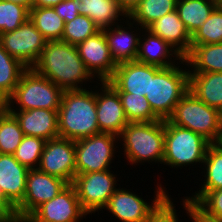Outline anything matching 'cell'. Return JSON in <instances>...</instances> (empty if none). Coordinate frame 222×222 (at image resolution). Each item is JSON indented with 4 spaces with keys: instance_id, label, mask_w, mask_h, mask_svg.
Listing matches in <instances>:
<instances>
[{
    "instance_id": "obj_13",
    "label": "cell",
    "mask_w": 222,
    "mask_h": 222,
    "mask_svg": "<svg viewBox=\"0 0 222 222\" xmlns=\"http://www.w3.org/2000/svg\"><path fill=\"white\" fill-rule=\"evenodd\" d=\"M38 169L72 184L76 175L75 141L62 137L46 141Z\"/></svg>"
},
{
    "instance_id": "obj_48",
    "label": "cell",
    "mask_w": 222,
    "mask_h": 222,
    "mask_svg": "<svg viewBox=\"0 0 222 222\" xmlns=\"http://www.w3.org/2000/svg\"><path fill=\"white\" fill-rule=\"evenodd\" d=\"M5 110H0V116H1V114L4 112Z\"/></svg>"
},
{
    "instance_id": "obj_22",
    "label": "cell",
    "mask_w": 222,
    "mask_h": 222,
    "mask_svg": "<svg viewBox=\"0 0 222 222\" xmlns=\"http://www.w3.org/2000/svg\"><path fill=\"white\" fill-rule=\"evenodd\" d=\"M147 29L171 45L181 57L185 58L190 53L192 36L176 10L164 15Z\"/></svg>"
},
{
    "instance_id": "obj_39",
    "label": "cell",
    "mask_w": 222,
    "mask_h": 222,
    "mask_svg": "<svg viewBox=\"0 0 222 222\" xmlns=\"http://www.w3.org/2000/svg\"><path fill=\"white\" fill-rule=\"evenodd\" d=\"M198 204L209 214L222 218V189L208 192Z\"/></svg>"
},
{
    "instance_id": "obj_42",
    "label": "cell",
    "mask_w": 222,
    "mask_h": 222,
    "mask_svg": "<svg viewBox=\"0 0 222 222\" xmlns=\"http://www.w3.org/2000/svg\"><path fill=\"white\" fill-rule=\"evenodd\" d=\"M119 6L129 15L141 0H115Z\"/></svg>"
},
{
    "instance_id": "obj_3",
    "label": "cell",
    "mask_w": 222,
    "mask_h": 222,
    "mask_svg": "<svg viewBox=\"0 0 222 222\" xmlns=\"http://www.w3.org/2000/svg\"><path fill=\"white\" fill-rule=\"evenodd\" d=\"M128 164H162L164 158V120L128 123L119 135ZM137 163V164H136Z\"/></svg>"
},
{
    "instance_id": "obj_10",
    "label": "cell",
    "mask_w": 222,
    "mask_h": 222,
    "mask_svg": "<svg viewBox=\"0 0 222 222\" xmlns=\"http://www.w3.org/2000/svg\"><path fill=\"white\" fill-rule=\"evenodd\" d=\"M68 185L66 181L38 168L30 169L27 174L24 199L15 208L19 222H24L40 205L53 199Z\"/></svg>"
},
{
    "instance_id": "obj_15",
    "label": "cell",
    "mask_w": 222,
    "mask_h": 222,
    "mask_svg": "<svg viewBox=\"0 0 222 222\" xmlns=\"http://www.w3.org/2000/svg\"><path fill=\"white\" fill-rule=\"evenodd\" d=\"M79 56L86 69L100 82L108 81L114 74L117 64L113 60L105 33L100 30L77 46Z\"/></svg>"
},
{
    "instance_id": "obj_38",
    "label": "cell",
    "mask_w": 222,
    "mask_h": 222,
    "mask_svg": "<svg viewBox=\"0 0 222 222\" xmlns=\"http://www.w3.org/2000/svg\"><path fill=\"white\" fill-rule=\"evenodd\" d=\"M181 200H183L181 205L189 215V219L193 220L192 222H222L221 218L209 214L197 202L191 201L185 196Z\"/></svg>"
},
{
    "instance_id": "obj_14",
    "label": "cell",
    "mask_w": 222,
    "mask_h": 222,
    "mask_svg": "<svg viewBox=\"0 0 222 222\" xmlns=\"http://www.w3.org/2000/svg\"><path fill=\"white\" fill-rule=\"evenodd\" d=\"M86 215L75 187L69 184L53 199L40 205L24 222H80Z\"/></svg>"
},
{
    "instance_id": "obj_27",
    "label": "cell",
    "mask_w": 222,
    "mask_h": 222,
    "mask_svg": "<svg viewBox=\"0 0 222 222\" xmlns=\"http://www.w3.org/2000/svg\"><path fill=\"white\" fill-rule=\"evenodd\" d=\"M218 5L216 0H177L176 11L192 36Z\"/></svg>"
},
{
    "instance_id": "obj_34",
    "label": "cell",
    "mask_w": 222,
    "mask_h": 222,
    "mask_svg": "<svg viewBox=\"0 0 222 222\" xmlns=\"http://www.w3.org/2000/svg\"><path fill=\"white\" fill-rule=\"evenodd\" d=\"M100 29L88 16L79 14L70 22H65L61 41L77 46L87 38L95 35Z\"/></svg>"
},
{
    "instance_id": "obj_17",
    "label": "cell",
    "mask_w": 222,
    "mask_h": 222,
    "mask_svg": "<svg viewBox=\"0 0 222 222\" xmlns=\"http://www.w3.org/2000/svg\"><path fill=\"white\" fill-rule=\"evenodd\" d=\"M29 170L13 154H0V196L14 208L24 199Z\"/></svg>"
},
{
    "instance_id": "obj_11",
    "label": "cell",
    "mask_w": 222,
    "mask_h": 222,
    "mask_svg": "<svg viewBox=\"0 0 222 222\" xmlns=\"http://www.w3.org/2000/svg\"><path fill=\"white\" fill-rule=\"evenodd\" d=\"M157 190L152 203L144 201L142 196L131 192V189H123L120 187L110 197L107 204L103 208L111 212L112 216L122 222H146L150 213L159 205V203L168 195L166 187L162 188L161 184H157Z\"/></svg>"
},
{
    "instance_id": "obj_16",
    "label": "cell",
    "mask_w": 222,
    "mask_h": 222,
    "mask_svg": "<svg viewBox=\"0 0 222 222\" xmlns=\"http://www.w3.org/2000/svg\"><path fill=\"white\" fill-rule=\"evenodd\" d=\"M97 84H100L101 88L100 93L96 90V114L99 131L119 136L129 123L119 94L107 81L97 82Z\"/></svg>"
},
{
    "instance_id": "obj_24",
    "label": "cell",
    "mask_w": 222,
    "mask_h": 222,
    "mask_svg": "<svg viewBox=\"0 0 222 222\" xmlns=\"http://www.w3.org/2000/svg\"><path fill=\"white\" fill-rule=\"evenodd\" d=\"M79 13L93 20L100 30L113 27L118 21L123 23L121 19L124 21L128 17L115 0H81Z\"/></svg>"
},
{
    "instance_id": "obj_26",
    "label": "cell",
    "mask_w": 222,
    "mask_h": 222,
    "mask_svg": "<svg viewBox=\"0 0 222 222\" xmlns=\"http://www.w3.org/2000/svg\"><path fill=\"white\" fill-rule=\"evenodd\" d=\"M204 182L201 189L193 196H186L191 201L199 202L208 192L222 189V148L216 144H210L203 162ZM205 166V167H204ZM206 170H205V169Z\"/></svg>"
},
{
    "instance_id": "obj_20",
    "label": "cell",
    "mask_w": 222,
    "mask_h": 222,
    "mask_svg": "<svg viewBox=\"0 0 222 222\" xmlns=\"http://www.w3.org/2000/svg\"><path fill=\"white\" fill-rule=\"evenodd\" d=\"M107 82L117 92L149 96L150 65L137 61L120 63Z\"/></svg>"
},
{
    "instance_id": "obj_47",
    "label": "cell",
    "mask_w": 222,
    "mask_h": 222,
    "mask_svg": "<svg viewBox=\"0 0 222 222\" xmlns=\"http://www.w3.org/2000/svg\"><path fill=\"white\" fill-rule=\"evenodd\" d=\"M218 3H219V5H222V0H216Z\"/></svg>"
},
{
    "instance_id": "obj_7",
    "label": "cell",
    "mask_w": 222,
    "mask_h": 222,
    "mask_svg": "<svg viewBox=\"0 0 222 222\" xmlns=\"http://www.w3.org/2000/svg\"><path fill=\"white\" fill-rule=\"evenodd\" d=\"M211 143L190 129L171 124L164 120V158L163 165L180 168L203 164Z\"/></svg>"
},
{
    "instance_id": "obj_23",
    "label": "cell",
    "mask_w": 222,
    "mask_h": 222,
    "mask_svg": "<svg viewBox=\"0 0 222 222\" xmlns=\"http://www.w3.org/2000/svg\"><path fill=\"white\" fill-rule=\"evenodd\" d=\"M189 91L222 112V72L189 73Z\"/></svg>"
},
{
    "instance_id": "obj_18",
    "label": "cell",
    "mask_w": 222,
    "mask_h": 222,
    "mask_svg": "<svg viewBox=\"0 0 222 222\" xmlns=\"http://www.w3.org/2000/svg\"><path fill=\"white\" fill-rule=\"evenodd\" d=\"M125 21H127L125 22V25L128 26L124 28L123 26L125 25H122L120 23L103 30L108 47L110 49L111 56L117 65L124 62L135 61L138 54L139 38L141 35L140 31H142L141 29H143L139 28V25L137 23H134L128 17ZM133 25L136 27H134ZM132 28L136 29H134L133 31ZM137 30L139 31V33Z\"/></svg>"
},
{
    "instance_id": "obj_28",
    "label": "cell",
    "mask_w": 222,
    "mask_h": 222,
    "mask_svg": "<svg viewBox=\"0 0 222 222\" xmlns=\"http://www.w3.org/2000/svg\"><path fill=\"white\" fill-rule=\"evenodd\" d=\"M177 0H141L128 15L134 23L147 29L164 15L176 10Z\"/></svg>"
},
{
    "instance_id": "obj_12",
    "label": "cell",
    "mask_w": 222,
    "mask_h": 222,
    "mask_svg": "<svg viewBox=\"0 0 222 222\" xmlns=\"http://www.w3.org/2000/svg\"><path fill=\"white\" fill-rule=\"evenodd\" d=\"M46 42L30 19L14 31L0 34L1 46L27 68L36 63Z\"/></svg>"
},
{
    "instance_id": "obj_45",
    "label": "cell",
    "mask_w": 222,
    "mask_h": 222,
    "mask_svg": "<svg viewBox=\"0 0 222 222\" xmlns=\"http://www.w3.org/2000/svg\"><path fill=\"white\" fill-rule=\"evenodd\" d=\"M6 101L0 96V110H6Z\"/></svg>"
},
{
    "instance_id": "obj_2",
    "label": "cell",
    "mask_w": 222,
    "mask_h": 222,
    "mask_svg": "<svg viewBox=\"0 0 222 222\" xmlns=\"http://www.w3.org/2000/svg\"><path fill=\"white\" fill-rule=\"evenodd\" d=\"M92 90L63 91L58 109L59 137L77 141L101 133L97 123L96 91Z\"/></svg>"
},
{
    "instance_id": "obj_44",
    "label": "cell",
    "mask_w": 222,
    "mask_h": 222,
    "mask_svg": "<svg viewBox=\"0 0 222 222\" xmlns=\"http://www.w3.org/2000/svg\"><path fill=\"white\" fill-rule=\"evenodd\" d=\"M4 1L13 2L25 6L29 11L32 8V0H4Z\"/></svg>"
},
{
    "instance_id": "obj_19",
    "label": "cell",
    "mask_w": 222,
    "mask_h": 222,
    "mask_svg": "<svg viewBox=\"0 0 222 222\" xmlns=\"http://www.w3.org/2000/svg\"><path fill=\"white\" fill-rule=\"evenodd\" d=\"M142 33L139 38L138 54L135 61L160 68L175 66L180 62L181 65L185 64V58L181 57V55L161 37L153 34L148 29H142Z\"/></svg>"
},
{
    "instance_id": "obj_33",
    "label": "cell",
    "mask_w": 222,
    "mask_h": 222,
    "mask_svg": "<svg viewBox=\"0 0 222 222\" xmlns=\"http://www.w3.org/2000/svg\"><path fill=\"white\" fill-rule=\"evenodd\" d=\"M222 43V5H218L192 35L191 45Z\"/></svg>"
},
{
    "instance_id": "obj_4",
    "label": "cell",
    "mask_w": 222,
    "mask_h": 222,
    "mask_svg": "<svg viewBox=\"0 0 222 222\" xmlns=\"http://www.w3.org/2000/svg\"><path fill=\"white\" fill-rule=\"evenodd\" d=\"M181 67L150 65L149 96L145 97L161 120H167L172 115L176 104L189 90V69Z\"/></svg>"
},
{
    "instance_id": "obj_43",
    "label": "cell",
    "mask_w": 222,
    "mask_h": 222,
    "mask_svg": "<svg viewBox=\"0 0 222 222\" xmlns=\"http://www.w3.org/2000/svg\"><path fill=\"white\" fill-rule=\"evenodd\" d=\"M63 0H32V7H54Z\"/></svg>"
},
{
    "instance_id": "obj_40",
    "label": "cell",
    "mask_w": 222,
    "mask_h": 222,
    "mask_svg": "<svg viewBox=\"0 0 222 222\" xmlns=\"http://www.w3.org/2000/svg\"><path fill=\"white\" fill-rule=\"evenodd\" d=\"M81 0H63L54 6V10L64 22H70L80 13Z\"/></svg>"
},
{
    "instance_id": "obj_25",
    "label": "cell",
    "mask_w": 222,
    "mask_h": 222,
    "mask_svg": "<svg viewBox=\"0 0 222 222\" xmlns=\"http://www.w3.org/2000/svg\"><path fill=\"white\" fill-rule=\"evenodd\" d=\"M185 65L189 73L222 72V43L191 45Z\"/></svg>"
},
{
    "instance_id": "obj_8",
    "label": "cell",
    "mask_w": 222,
    "mask_h": 222,
    "mask_svg": "<svg viewBox=\"0 0 222 222\" xmlns=\"http://www.w3.org/2000/svg\"><path fill=\"white\" fill-rule=\"evenodd\" d=\"M118 141L119 136L103 132L75 141L76 175L111 169Z\"/></svg>"
},
{
    "instance_id": "obj_9",
    "label": "cell",
    "mask_w": 222,
    "mask_h": 222,
    "mask_svg": "<svg viewBox=\"0 0 222 222\" xmlns=\"http://www.w3.org/2000/svg\"><path fill=\"white\" fill-rule=\"evenodd\" d=\"M110 170L75 175L72 185L82 209L92 215L102 210L110 197L118 189L116 177Z\"/></svg>"
},
{
    "instance_id": "obj_35",
    "label": "cell",
    "mask_w": 222,
    "mask_h": 222,
    "mask_svg": "<svg viewBox=\"0 0 222 222\" xmlns=\"http://www.w3.org/2000/svg\"><path fill=\"white\" fill-rule=\"evenodd\" d=\"M46 140L24 135L13 156L29 169L38 168Z\"/></svg>"
},
{
    "instance_id": "obj_36",
    "label": "cell",
    "mask_w": 222,
    "mask_h": 222,
    "mask_svg": "<svg viewBox=\"0 0 222 222\" xmlns=\"http://www.w3.org/2000/svg\"><path fill=\"white\" fill-rule=\"evenodd\" d=\"M30 17V11L22 5L0 0V34L12 32Z\"/></svg>"
},
{
    "instance_id": "obj_6",
    "label": "cell",
    "mask_w": 222,
    "mask_h": 222,
    "mask_svg": "<svg viewBox=\"0 0 222 222\" xmlns=\"http://www.w3.org/2000/svg\"><path fill=\"white\" fill-rule=\"evenodd\" d=\"M62 93L63 90L48 78L35 72L32 68H27L22 73L15 91L6 100V106L8 110H31L37 108L58 110ZM14 103L18 107L15 108Z\"/></svg>"
},
{
    "instance_id": "obj_30",
    "label": "cell",
    "mask_w": 222,
    "mask_h": 222,
    "mask_svg": "<svg viewBox=\"0 0 222 222\" xmlns=\"http://www.w3.org/2000/svg\"><path fill=\"white\" fill-rule=\"evenodd\" d=\"M27 69L0 44V96L6 101L15 91L22 73Z\"/></svg>"
},
{
    "instance_id": "obj_46",
    "label": "cell",
    "mask_w": 222,
    "mask_h": 222,
    "mask_svg": "<svg viewBox=\"0 0 222 222\" xmlns=\"http://www.w3.org/2000/svg\"><path fill=\"white\" fill-rule=\"evenodd\" d=\"M216 144H218L222 148V128H221L220 137H219V139H218Z\"/></svg>"
},
{
    "instance_id": "obj_29",
    "label": "cell",
    "mask_w": 222,
    "mask_h": 222,
    "mask_svg": "<svg viewBox=\"0 0 222 222\" xmlns=\"http://www.w3.org/2000/svg\"><path fill=\"white\" fill-rule=\"evenodd\" d=\"M29 19L47 41L62 39L65 22L53 7H32Z\"/></svg>"
},
{
    "instance_id": "obj_5",
    "label": "cell",
    "mask_w": 222,
    "mask_h": 222,
    "mask_svg": "<svg viewBox=\"0 0 222 222\" xmlns=\"http://www.w3.org/2000/svg\"><path fill=\"white\" fill-rule=\"evenodd\" d=\"M171 124L187 128L203 136L211 144L217 143L221 128V112L199 100L189 90L176 104L167 119Z\"/></svg>"
},
{
    "instance_id": "obj_41",
    "label": "cell",
    "mask_w": 222,
    "mask_h": 222,
    "mask_svg": "<svg viewBox=\"0 0 222 222\" xmlns=\"http://www.w3.org/2000/svg\"><path fill=\"white\" fill-rule=\"evenodd\" d=\"M0 222H19L15 208L0 196Z\"/></svg>"
},
{
    "instance_id": "obj_37",
    "label": "cell",
    "mask_w": 222,
    "mask_h": 222,
    "mask_svg": "<svg viewBox=\"0 0 222 222\" xmlns=\"http://www.w3.org/2000/svg\"><path fill=\"white\" fill-rule=\"evenodd\" d=\"M172 200L168 194L150 213L146 222H178L177 209Z\"/></svg>"
},
{
    "instance_id": "obj_21",
    "label": "cell",
    "mask_w": 222,
    "mask_h": 222,
    "mask_svg": "<svg viewBox=\"0 0 222 222\" xmlns=\"http://www.w3.org/2000/svg\"><path fill=\"white\" fill-rule=\"evenodd\" d=\"M9 111L17 119L24 135L39 137L46 141L59 137L58 110L37 108Z\"/></svg>"
},
{
    "instance_id": "obj_32",
    "label": "cell",
    "mask_w": 222,
    "mask_h": 222,
    "mask_svg": "<svg viewBox=\"0 0 222 222\" xmlns=\"http://www.w3.org/2000/svg\"><path fill=\"white\" fill-rule=\"evenodd\" d=\"M23 137L17 119L6 109L0 116V154H13Z\"/></svg>"
},
{
    "instance_id": "obj_1",
    "label": "cell",
    "mask_w": 222,
    "mask_h": 222,
    "mask_svg": "<svg viewBox=\"0 0 222 222\" xmlns=\"http://www.w3.org/2000/svg\"><path fill=\"white\" fill-rule=\"evenodd\" d=\"M32 69L63 91L86 89L82 86L94 78L86 69L77 47L61 40L47 41Z\"/></svg>"
},
{
    "instance_id": "obj_31",
    "label": "cell",
    "mask_w": 222,
    "mask_h": 222,
    "mask_svg": "<svg viewBox=\"0 0 222 222\" xmlns=\"http://www.w3.org/2000/svg\"><path fill=\"white\" fill-rule=\"evenodd\" d=\"M118 94L129 123L161 120L153 112L145 96L128 92H118Z\"/></svg>"
}]
</instances>
